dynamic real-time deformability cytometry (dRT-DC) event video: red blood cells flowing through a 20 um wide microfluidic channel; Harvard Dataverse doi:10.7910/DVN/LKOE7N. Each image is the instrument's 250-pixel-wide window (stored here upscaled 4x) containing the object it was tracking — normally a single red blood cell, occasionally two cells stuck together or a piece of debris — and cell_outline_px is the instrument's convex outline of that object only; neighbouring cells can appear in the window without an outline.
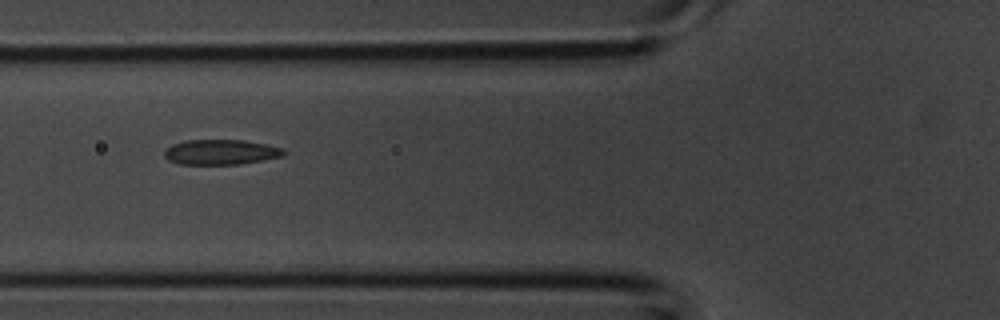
{"species": "common noctule bat (a hibernating species)", "species_latin": "Nyctalus noctula", "temperature_condition": "room temperature", "stored_images_in_passage": 6, "camera_frame_rate_fps": 3000, "um_per_image_px": 0.085, "animal": {"sex": "male", "body_mass_g": 20.1, "forearm_length_mm": 53.5}, "frame": {"image": 1, "passage_image": 5, "time_ms": 1.333, "image_size_px": [1000, 320], "cell_outline_px": [[284, 156], [264, 160], [240, 164], [180, 164], [168, 160], [164, 156], [164, 148], [172, 144], [184, 140], [244, 140], [264, 144], [280, 148], [284, 152]], "centroid_in_image_um": [18.71, 12.93], "position_along_channel_um": 107.1, "area_um2": 17.46}}
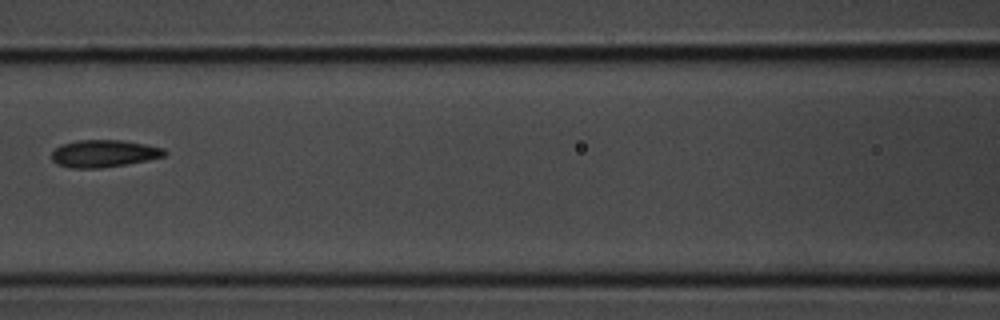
{"frame": {"image": 2, "passage_image": 6, "time_ms": 1.667, "image_size_px": [1000, 320], "cell_outline_px": [[168, 152], [164, 156], [148, 160], [128, 164], [100, 168], [72, 168], [56, 164], [52, 160], [52, 152], [60, 144], [76, 140], [124, 140], [164, 148]], "centroid_in_image_um": [8.82, 13.05], "position_along_channel_um": 157.8, "area_um2": 18.09}}